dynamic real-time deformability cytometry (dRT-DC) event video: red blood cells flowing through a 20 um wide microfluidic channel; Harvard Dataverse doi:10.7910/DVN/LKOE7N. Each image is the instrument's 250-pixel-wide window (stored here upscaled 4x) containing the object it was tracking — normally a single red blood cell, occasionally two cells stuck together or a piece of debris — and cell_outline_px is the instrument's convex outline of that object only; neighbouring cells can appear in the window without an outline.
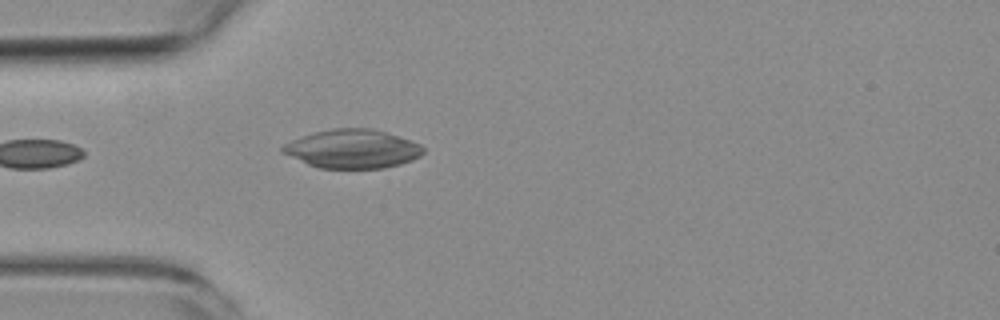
{"species": "common noctule bat (a hibernating species)", "species_latin": "Nyctalus noctula", "temperature_condition": "room temperature", "stored_images_in_passage": 1, "camera_frame_rate_fps": 3000, "um_per_image_px": 0.085, "animal": {"sex": "female", "body_mass_g": 19.3, "forearm_length_mm": 54.1}, "frame": {"image": 1, "passage_image": 1, "time_ms": 0.0, "image_size_px": [1000, 320], "cell_outline_px": [[424, 152], [420, 156], [412, 160], [400, 164], [384, 168], [320, 168], [308, 164], [280, 152], [280, 148], [284, 144], [292, 140], [316, 132], [332, 128], [372, 128], [420, 144], [424, 148]], "centroid_in_image_um": [29.95, 12.66], "position_along_channel_um": 55.1, "area_um2": 31.44}}